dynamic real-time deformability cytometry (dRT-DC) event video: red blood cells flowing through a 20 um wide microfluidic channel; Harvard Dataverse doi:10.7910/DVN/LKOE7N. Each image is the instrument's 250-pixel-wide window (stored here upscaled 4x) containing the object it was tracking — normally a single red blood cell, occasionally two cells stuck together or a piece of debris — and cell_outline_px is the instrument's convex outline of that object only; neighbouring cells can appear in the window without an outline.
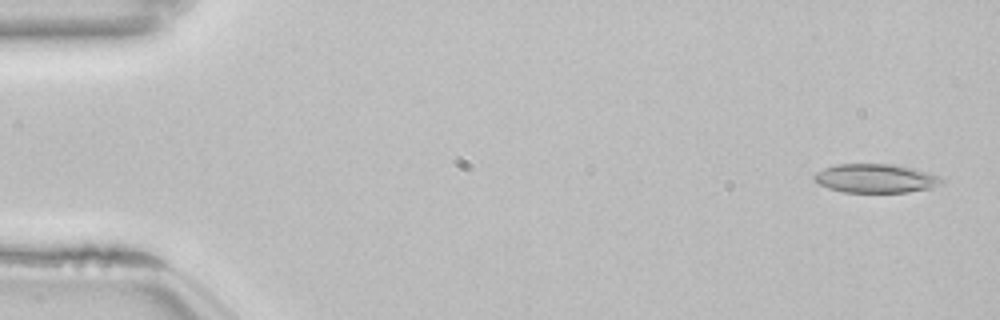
{"species": "common noctule bat (a hibernating species)", "species_latin": "Nyctalus noctula", "temperature_condition": "room temperature", "stored_images_in_passage": 53, "camera_frame_rate_fps": 3000, "um_per_image_px": 0.085, "animal": {"sex": "female", "body_mass_g": 22.7, "forearm_length_mm": 54.2}, "frame": {"image": 1, "passage_image": 2, "time_ms": 0.333, "image_size_px": [1000, 320], "cell_outline_px": [[944, 180], [940, 184], [932, 188], [908, 192], [844, 192], [828, 188], [812, 180], [812, 176], [816, 172], [824, 168], [836, 164], [892, 164], [912, 168], [940, 176]], "centroid_in_image_um": [74.4, 15.16], "position_along_channel_um": 10.6, "area_um2": 21.44}}
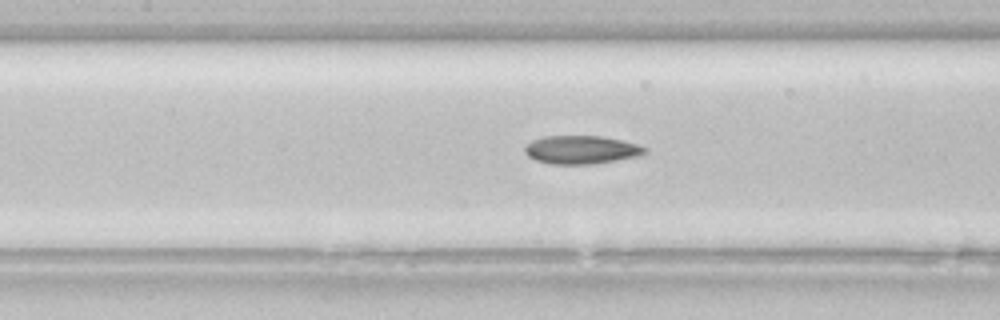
{"frame": {"image": 2, "passage_image": 24, "time_ms": 7.667, "image_size_px": [1000, 320], "cell_outline_px": [[648, 152], [640, 156], [592, 164], [552, 164], [536, 160], [528, 156], [524, 152], [524, 148], [532, 140], [544, 136], [600, 136], [620, 140], [636, 144], [648, 148]], "centroid_in_image_um": [49.42, 12.73], "position_along_channel_um": 158.0, "area_um2": 19.77}}
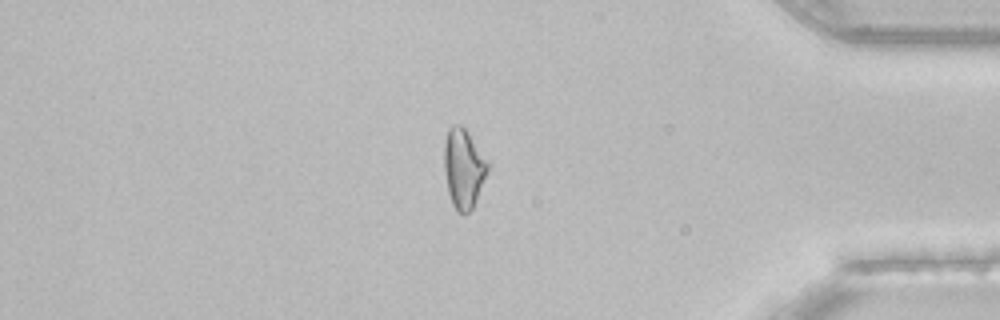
{"frame": {"image": 3, "passage_image": 45, "time_ms": 14.667, "image_size_px": [1000, 320], "cell_outline_px": [[492, 164], [476, 200], [472, 208], [464, 216], [456, 212], [452, 204], [448, 192], [444, 172], [444, 140], [448, 128], [452, 124], [460, 124], [468, 132]], "centroid_in_image_um": [39.42, 14.31], "position_along_channel_um": 395.8, "area_um2": 20.81}, "authors_computed_cell_mechanics": {"area_um2": 20.808, "velocity_mm_per_s": 3.8508, "shape_relaxation_time_tau1_ms": null, "shape_relaxation_time_tau2_ms": 5.6485, "deformation_change_tau1": null, "deformation_change_tau2": 0.1328}}